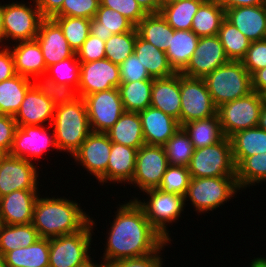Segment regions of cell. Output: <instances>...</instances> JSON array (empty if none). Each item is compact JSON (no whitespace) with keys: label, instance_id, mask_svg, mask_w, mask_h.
<instances>
[{"label":"cell","instance_id":"obj_59","mask_svg":"<svg viewBox=\"0 0 266 267\" xmlns=\"http://www.w3.org/2000/svg\"><path fill=\"white\" fill-rule=\"evenodd\" d=\"M141 9L146 14H155L159 13L161 8L160 0H135Z\"/></svg>","mask_w":266,"mask_h":267},{"label":"cell","instance_id":"obj_48","mask_svg":"<svg viewBox=\"0 0 266 267\" xmlns=\"http://www.w3.org/2000/svg\"><path fill=\"white\" fill-rule=\"evenodd\" d=\"M99 5L100 0H64L61 10L55 16L93 19Z\"/></svg>","mask_w":266,"mask_h":267},{"label":"cell","instance_id":"obj_39","mask_svg":"<svg viewBox=\"0 0 266 267\" xmlns=\"http://www.w3.org/2000/svg\"><path fill=\"white\" fill-rule=\"evenodd\" d=\"M153 80L121 83L118 87L125 111L141 112L151 106Z\"/></svg>","mask_w":266,"mask_h":267},{"label":"cell","instance_id":"obj_55","mask_svg":"<svg viewBox=\"0 0 266 267\" xmlns=\"http://www.w3.org/2000/svg\"><path fill=\"white\" fill-rule=\"evenodd\" d=\"M16 75L14 58L10 47L0 50V82Z\"/></svg>","mask_w":266,"mask_h":267},{"label":"cell","instance_id":"obj_54","mask_svg":"<svg viewBox=\"0 0 266 267\" xmlns=\"http://www.w3.org/2000/svg\"><path fill=\"white\" fill-rule=\"evenodd\" d=\"M163 247L150 255L116 261L111 264V267H162L163 261L160 257L161 255L158 254H160Z\"/></svg>","mask_w":266,"mask_h":267},{"label":"cell","instance_id":"obj_38","mask_svg":"<svg viewBox=\"0 0 266 267\" xmlns=\"http://www.w3.org/2000/svg\"><path fill=\"white\" fill-rule=\"evenodd\" d=\"M205 0H179L161 5L159 13L174 30H191L192 19Z\"/></svg>","mask_w":266,"mask_h":267},{"label":"cell","instance_id":"obj_36","mask_svg":"<svg viewBox=\"0 0 266 267\" xmlns=\"http://www.w3.org/2000/svg\"><path fill=\"white\" fill-rule=\"evenodd\" d=\"M225 18V10L216 0H205L192 19L191 30L198 36L217 35Z\"/></svg>","mask_w":266,"mask_h":267},{"label":"cell","instance_id":"obj_19","mask_svg":"<svg viewBox=\"0 0 266 267\" xmlns=\"http://www.w3.org/2000/svg\"><path fill=\"white\" fill-rule=\"evenodd\" d=\"M38 196V190H17L1 197V224L20 225L32 223Z\"/></svg>","mask_w":266,"mask_h":267},{"label":"cell","instance_id":"obj_10","mask_svg":"<svg viewBox=\"0 0 266 267\" xmlns=\"http://www.w3.org/2000/svg\"><path fill=\"white\" fill-rule=\"evenodd\" d=\"M180 126L217 114V107L203 78H191L180 73Z\"/></svg>","mask_w":266,"mask_h":267},{"label":"cell","instance_id":"obj_45","mask_svg":"<svg viewBox=\"0 0 266 267\" xmlns=\"http://www.w3.org/2000/svg\"><path fill=\"white\" fill-rule=\"evenodd\" d=\"M39 78L40 75L32 78L34 80L32 81L33 86L50 99L55 107L69 104L78 98L77 90L72 86L57 84L46 75H43V82H41V79L39 81Z\"/></svg>","mask_w":266,"mask_h":267},{"label":"cell","instance_id":"obj_65","mask_svg":"<svg viewBox=\"0 0 266 267\" xmlns=\"http://www.w3.org/2000/svg\"><path fill=\"white\" fill-rule=\"evenodd\" d=\"M175 1H179V0H160L161 5L170 4V3H173Z\"/></svg>","mask_w":266,"mask_h":267},{"label":"cell","instance_id":"obj_27","mask_svg":"<svg viewBox=\"0 0 266 267\" xmlns=\"http://www.w3.org/2000/svg\"><path fill=\"white\" fill-rule=\"evenodd\" d=\"M109 140L137 150L145 144L139 113L125 111L118 121L105 132Z\"/></svg>","mask_w":266,"mask_h":267},{"label":"cell","instance_id":"obj_50","mask_svg":"<svg viewBox=\"0 0 266 267\" xmlns=\"http://www.w3.org/2000/svg\"><path fill=\"white\" fill-rule=\"evenodd\" d=\"M100 5L117 11L135 26L147 15L135 0H100Z\"/></svg>","mask_w":266,"mask_h":267},{"label":"cell","instance_id":"obj_64","mask_svg":"<svg viewBox=\"0 0 266 267\" xmlns=\"http://www.w3.org/2000/svg\"><path fill=\"white\" fill-rule=\"evenodd\" d=\"M0 267H6L4 255L0 253Z\"/></svg>","mask_w":266,"mask_h":267},{"label":"cell","instance_id":"obj_33","mask_svg":"<svg viewBox=\"0 0 266 267\" xmlns=\"http://www.w3.org/2000/svg\"><path fill=\"white\" fill-rule=\"evenodd\" d=\"M182 127L189 135L194 149L214 145L226 137L218 114L206 119L185 123Z\"/></svg>","mask_w":266,"mask_h":267},{"label":"cell","instance_id":"obj_26","mask_svg":"<svg viewBox=\"0 0 266 267\" xmlns=\"http://www.w3.org/2000/svg\"><path fill=\"white\" fill-rule=\"evenodd\" d=\"M137 149L111 142V152L107 164V180L130 184L136 163Z\"/></svg>","mask_w":266,"mask_h":267},{"label":"cell","instance_id":"obj_42","mask_svg":"<svg viewBox=\"0 0 266 267\" xmlns=\"http://www.w3.org/2000/svg\"><path fill=\"white\" fill-rule=\"evenodd\" d=\"M163 147L169 165L188 167L194 152V147L183 127L180 126Z\"/></svg>","mask_w":266,"mask_h":267},{"label":"cell","instance_id":"obj_31","mask_svg":"<svg viewBox=\"0 0 266 267\" xmlns=\"http://www.w3.org/2000/svg\"><path fill=\"white\" fill-rule=\"evenodd\" d=\"M230 140L236 167L246 157L266 153V131L258 126L238 131Z\"/></svg>","mask_w":266,"mask_h":267},{"label":"cell","instance_id":"obj_51","mask_svg":"<svg viewBox=\"0 0 266 267\" xmlns=\"http://www.w3.org/2000/svg\"><path fill=\"white\" fill-rule=\"evenodd\" d=\"M252 76L259 69L266 67V39L251 42L246 56L241 60Z\"/></svg>","mask_w":266,"mask_h":267},{"label":"cell","instance_id":"obj_34","mask_svg":"<svg viewBox=\"0 0 266 267\" xmlns=\"http://www.w3.org/2000/svg\"><path fill=\"white\" fill-rule=\"evenodd\" d=\"M32 86V79L18 74L0 82V114L15 116Z\"/></svg>","mask_w":266,"mask_h":267},{"label":"cell","instance_id":"obj_14","mask_svg":"<svg viewBox=\"0 0 266 267\" xmlns=\"http://www.w3.org/2000/svg\"><path fill=\"white\" fill-rule=\"evenodd\" d=\"M111 141L106 133L91 132L81 147L71 156L101 183L107 182V164Z\"/></svg>","mask_w":266,"mask_h":267},{"label":"cell","instance_id":"obj_2","mask_svg":"<svg viewBox=\"0 0 266 267\" xmlns=\"http://www.w3.org/2000/svg\"><path fill=\"white\" fill-rule=\"evenodd\" d=\"M90 222L75 201L67 198H40L38 196L33 213L32 224L40 238H54L81 231Z\"/></svg>","mask_w":266,"mask_h":267},{"label":"cell","instance_id":"obj_32","mask_svg":"<svg viewBox=\"0 0 266 267\" xmlns=\"http://www.w3.org/2000/svg\"><path fill=\"white\" fill-rule=\"evenodd\" d=\"M6 267H49V239L40 238L28 247L4 254Z\"/></svg>","mask_w":266,"mask_h":267},{"label":"cell","instance_id":"obj_41","mask_svg":"<svg viewBox=\"0 0 266 267\" xmlns=\"http://www.w3.org/2000/svg\"><path fill=\"white\" fill-rule=\"evenodd\" d=\"M236 181L239 189L266 181V153L246 157L236 167Z\"/></svg>","mask_w":266,"mask_h":267},{"label":"cell","instance_id":"obj_53","mask_svg":"<svg viewBox=\"0 0 266 267\" xmlns=\"http://www.w3.org/2000/svg\"><path fill=\"white\" fill-rule=\"evenodd\" d=\"M17 127L14 116L0 114V147L7 153L11 151L13 146Z\"/></svg>","mask_w":266,"mask_h":267},{"label":"cell","instance_id":"obj_7","mask_svg":"<svg viewBox=\"0 0 266 267\" xmlns=\"http://www.w3.org/2000/svg\"><path fill=\"white\" fill-rule=\"evenodd\" d=\"M188 170L194 178L236 176L230 138L225 137L214 145L194 149Z\"/></svg>","mask_w":266,"mask_h":267},{"label":"cell","instance_id":"obj_61","mask_svg":"<svg viewBox=\"0 0 266 267\" xmlns=\"http://www.w3.org/2000/svg\"><path fill=\"white\" fill-rule=\"evenodd\" d=\"M4 41L3 5L0 3V43Z\"/></svg>","mask_w":266,"mask_h":267},{"label":"cell","instance_id":"obj_17","mask_svg":"<svg viewBox=\"0 0 266 267\" xmlns=\"http://www.w3.org/2000/svg\"><path fill=\"white\" fill-rule=\"evenodd\" d=\"M229 61L217 35L203 36L199 38L193 56L181 74L191 78H204Z\"/></svg>","mask_w":266,"mask_h":267},{"label":"cell","instance_id":"obj_12","mask_svg":"<svg viewBox=\"0 0 266 267\" xmlns=\"http://www.w3.org/2000/svg\"><path fill=\"white\" fill-rule=\"evenodd\" d=\"M84 101L92 132L105 133L125 112L118 88L86 95Z\"/></svg>","mask_w":266,"mask_h":267},{"label":"cell","instance_id":"obj_62","mask_svg":"<svg viewBox=\"0 0 266 267\" xmlns=\"http://www.w3.org/2000/svg\"><path fill=\"white\" fill-rule=\"evenodd\" d=\"M250 267H266V260L262 257L251 260Z\"/></svg>","mask_w":266,"mask_h":267},{"label":"cell","instance_id":"obj_57","mask_svg":"<svg viewBox=\"0 0 266 267\" xmlns=\"http://www.w3.org/2000/svg\"><path fill=\"white\" fill-rule=\"evenodd\" d=\"M217 3L226 11L236 7L257 6L266 4V0H216Z\"/></svg>","mask_w":266,"mask_h":267},{"label":"cell","instance_id":"obj_30","mask_svg":"<svg viewBox=\"0 0 266 267\" xmlns=\"http://www.w3.org/2000/svg\"><path fill=\"white\" fill-rule=\"evenodd\" d=\"M135 27L130 20L117 11L99 5L95 18L91 19L90 34L106 41L113 34L132 31Z\"/></svg>","mask_w":266,"mask_h":267},{"label":"cell","instance_id":"obj_6","mask_svg":"<svg viewBox=\"0 0 266 267\" xmlns=\"http://www.w3.org/2000/svg\"><path fill=\"white\" fill-rule=\"evenodd\" d=\"M94 224V219L90 218L81 231L50 238L49 267H81L92 259L89 248Z\"/></svg>","mask_w":266,"mask_h":267},{"label":"cell","instance_id":"obj_60","mask_svg":"<svg viewBox=\"0 0 266 267\" xmlns=\"http://www.w3.org/2000/svg\"><path fill=\"white\" fill-rule=\"evenodd\" d=\"M258 127L266 131V100L264 101L260 112Z\"/></svg>","mask_w":266,"mask_h":267},{"label":"cell","instance_id":"obj_40","mask_svg":"<svg viewBox=\"0 0 266 267\" xmlns=\"http://www.w3.org/2000/svg\"><path fill=\"white\" fill-rule=\"evenodd\" d=\"M217 36L229 60L241 61L251 41L226 18L223 19Z\"/></svg>","mask_w":266,"mask_h":267},{"label":"cell","instance_id":"obj_15","mask_svg":"<svg viewBox=\"0 0 266 267\" xmlns=\"http://www.w3.org/2000/svg\"><path fill=\"white\" fill-rule=\"evenodd\" d=\"M37 167L7 153L0 161V198L17 190H38Z\"/></svg>","mask_w":266,"mask_h":267},{"label":"cell","instance_id":"obj_4","mask_svg":"<svg viewBox=\"0 0 266 267\" xmlns=\"http://www.w3.org/2000/svg\"><path fill=\"white\" fill-rule=\"evenodd\" d=\"M203 79L217 108L252 92L251 75L242 61L230 60Z\"/></svg>","mask_w":266,"mask_h":267},{"label":"cell","instance_id":"obj_13","mask_svg":"<svg viewBox=\"0 0 266 267\" xmlns=\"http://www.w3.org/2000/svg\"><path fill=\"white\" fill-rule=\"evenodd\" d=\"M163 146L144 144L137 150L135 172L131 184L141 191L158 188L168 167Z\"/></svg>","mask_w":266,"mask_h":267},{"label":"cell","instance_id":"obj_8","mask_svg":"<svg viewBox=\"0 0 266 267\" xmlns=\"http://www.w3.org/2000/svg\"><path fill=\"white\" fill-rule=\"evenodd\" d=\"M265 96L255 91L220 105L217 114L224 135L230 138L238 131L258 126Z\"/></svg>","mask_w":266,"mask_h":267},{"label":"cell","instance_id":"obj_29","mask_svg":"<svg viewBox=\"0 0 266 267\" xmlns=\"http://www.w3.org/2000/svg\"><path fill=\"white\" fill-rule=\"evenodd\" d=\"M134 53L140 59L142 65L145 66L151 78H166L175 74L168 62L166 53L142 39L139 35H137L134 45Z\"/></svg>","mask_w":266,"mask_h":267},{"label":"cell","instance_id":"obj_43","mask_svg":"<svg viewBox=\"0 0 266 267\" xmlns=\"http://www.w3.org/2000/svg\"><path fill=\"white\" fill-rule=\"evenodd\" d=\"M52 19L60 26L67 42L75 52L90 34L91 19L70 16H54Z\"/></svg>","mask_w":266,"mask_h":267},{"label":"cell","instance_id":"obj_1","mask_svg":"<svg viewBox=\"0 0 266 267\" xmlns=\"http://www.w3.org/2000/svg\"><path fill=\"white\" fill-rule=\"evenodd\" d=\"M119 206L108 232L103 261L111 265L122 259L150 255L169 243L153 228L134 199Z\"/></svg>","mask_w":266,"mask_h":267},{"label":"cell","instance_id":"obj_46","mask_svg":"<svg viewBox=\"0 0 266 267\" xmlns=\"http://www.w3.org/2000/svg\"><path fill=\"white\" fill-rule=\"evenodd\" d=\"M80 61L76 53L67 59L47 67L46 74L57 84L72 86L78 90L80 82Z\"/></svg>","mask_w":266,"mask_h":267},{"label":"cell","instance_id":"obj_66","mask_svg":"<svg viewBox=\"0 0 266 267\" xmlns=\"http://www.w3.org/2000/svg\"><path fill=\"white\" fill-rule=\"evenodd\" d=\"M7 154V152L0 147V161Z\"/></svg>","mask_w":266,"mask_h":267},{"label":"cell","instance_id":"obj_18","mask_svg":"<svg viewBox=\"0 0 266 267\" xmlns=\"http://www.w3.org/2000/svg\"><path fill=\"white\" fill-rule=\"evenodd\" d=\"M47 131L43 125L17 127L9 154L32 162L33 157H41L50 146L58 150L54 133L49 136Z\"/></svg>","mask_w":266,"mask_h":267},{"label":"cell","instance_id":"obj_20","mask_svg":"<svg viewBox=\"0 0 266 267\" xmlns=\"http://www.w3.org/2000/svg\"><path fill=\"white\" fill-rule=\"evenodd\" d=\"M35 39L41 46L46 67L76 53L67 42L60 26L52 18H44L41 21Z\"/></svg>","mask_w":266,"mask_h":267},{"label":"cell","instance_id":"obj_44","mask_svg":"<svg viewBox=\"0 0 266 267\" xmlns=\"http://www.w3.org/2000/svg\"><path fill=\"white\" fill-rule=\"evenodd\" d=\"M137 35L136 27L132 31L111 35L105 41V58L120 65L134 53Z\"/></svg>","mask_w":266,"mask_h":267},{"label":"cell","instance_id":"obj_56","mask_svg":"<svg viewBox=\"0 0 266 267\" xmlns=\"http://www.w3.org/2000/svg\"><path fill=\"white\" fill-rule=\"evenodd\" d=\"M43 18H53L62 8L64 0H35Z\"/></svg>","mask_w":266,"mask_h":267},{"label":"cell","instance_id":"obj_16","mask_svg":"<svg viewBox=\"0 0 266 267\" xmlns=\"http://www.w3.org/2000/svg\"><path fill=\"white\" fill-rule=\"evenodd\" d=\"M120 84L119 65L110 60L105 58L80 64L78 97L118 88Z\"/></svg>","mask_w":266,"mask_h":267},{"label":"cell","instance_id":"obj_23","mask_svg":"<svg viewBox=\"0 0 266 267\" xmlns=\"http://www.w3.org/2000/svg\"><path fill=\"white\" fill-rule=\"evenodd\" d=\"M54 113L55 106L52 101L32 86L27 91L14 120L18 127L44 125L47 120L52 124Z\"/></svg>","mask_w":266,"mask_h":267},{"label":"cell","instance_id":"obj_22","mask_svg":"<svg viewBox=\"0 0 266 267\" xmlns=\"http://www.w3.org/2000/svg\"><path fill=\"white\" fill-rule=\"evenodd\" d=\"M225 18L251 42L266 39V4L227 9Z\"/></svg>","mask_w":266,"mask_h":267},{"label":"cell","instance_id":"obj_35","mask_svg":"<svg viewBox=\"0 0 266 267\" xmlns=\"http://www.w3.org/2000/svg\"><path fill=\"white\" fill-rule=\"evenodd\" d=\"M138 35L150 44L164 52L170 46L174 29L166 22L160 13L147 14L137 25Z\"/></svg>","mask_w":266,"mask_h":267},{"label":"cell","instance_id":"obj_11","mask_svg":"<svg viewBox=\"0 0 266 267\" xmlns=\"http://www.w3.org/2000/svg\"><path fill=\"white\" fill-rule=\"evenodd\" d=\"M35 7L23 3L3 4L4 40L17 42L34 40L44 19L35 0Z\"/></svg>","mask_w":266,"mask_h":267},{"label":"cell","instance_id":"obj_63","mask_svg":"<svg viewBox=\"0 0 266 267\" xmlns=\"http://www.w3.org/2000/svg\"><path fill=\"white\" fill-rule=\"evenodd\" d=\"M81 267H111L110 264L106 263L105 261L101 264L98 265V263H94L91 259L86 263L84 264L83 266Z\"/></svg>","mask_w":266,"mask_h":267},{"label":"cell","instance_id":"obj_58","mask_svg":"<svg viewBox=\"0 0 266 267\" xmlns=\"http://www.w3.org/2000/svg\"><path fill=\"white\" fill-rule=\"evenodd\" d=\"M252 91H255L263 96L266 95V67L259 69L252 76Z\"/></svg>","mask_w":266,"mask_h":267},{"label":"cell","instance_id":"obj_3","mask_svg":"<svg viewBox=\"0 0 266 267\" xmlns=\"http://www.w3.org/2000/svg\"><path fill=\"white\" fill-rule=\"evenodd\" d=\"M52 126L58 150L73 155L92 132L84 98L55 107Z\"/></svg>","mask_w":266,"mask_h":267},{"label":"cell","instance_id":"obj_5","mask_svg":"<svg viewBox=\"0 0 266 267\" xmlns=\"http://www.w3.org/2000/svg\"><path fill=\"white\" fill-rule=\"evenodd\" d=\"M239 190L236 176L191 177L184 199H190L195 211L203 213L227 203Z\"/></svg>","mask_w":266,"mask_h":267},{"label":"cell","instance_id":"obj_21","mask_svg":"<svg viewBox=\"0 0 266 267\" xmlns=\"http://www.w3.org/2000/svg\"><path fill=\"white\" fill-rule=\"evenodd\" d=\"M139 115L147 145L163 146L180 128L178 120L152 106L139 112Z\"/></svg>","mask_w":266,"mask_h":267},{"label":"cell","instance_id":"obj_9","mask_svg":"<svg viewBox=\"0 0 266 267\" xmlns=\"http://www.w3.org/2000/svg\"><path fill=\"white\" fill-rule=\"evenodd\" d=\"M143 192L150 198L147 202H141L138 198L133 197L134 200L144 210L145 216L153 228L165 241L170 242V234L166 229L167 223L175 222L184 210V197L179 194L165 193L158 188L148 189Z\"/></svg>","mask_w":266,"mask_h":267},{"label":"cell","instance_id":"obj_49","mask_svg":"<svg viewBox=\"0 0 266 267\" xmlns=\"http://www.w3.org/2000/svg\"><path fill=\"white\" fill-rule=\"evenodd\" d=\"M121 83H129L142 80H154L150 77L145 66L135 53L131 54L119 65Z\"/></svg>","mask_w":266,"mask_h":267},{"label":"cell","instance_id":"obj_47","mask_svg":"<svg viewBox=\"0 0 266 267\" xmlns=\"http://www.w3.org/2000/svg\"><path fill=\"white\" fill-rule=\"evenodd\" d=\"M191 176L188 167L168 165L158 189L185 196Z\"/></svg>","mask_w":266,"mask_h":267},{"label":"cell","instance_id":"obj_52","mask_svg":"<svg viewBox=\"0 0 266 267\" xmlns=\"http://www.w3.org/2000/svg\"><path fill=\"white\" fill-rule=\"evenodd\" d=\"M80 63L105 59V41L89 34L83 45L76 51Z\"/></svg>","mask_w":266,"mask_h":267},{"label":"cell","instance_id":"obj_24","mask_svg":"<svg viewBox=\"0 0 266 267\" xmlns=\"http://www.w3.org/2000/svg\"><path fill=\"white\" fill-rule=\"evenodd\" d=\"M151 106L172 116L180 125V73L153 80Z\"/></svg>","mask_w":266,"mask_h":267},{"label":"cell","instance_id":"obj_25","mask_svg":"<svg viewBox=\"0 0 266 267\" xmlns=\"http://www.w3.org/2000/svg\"><path fill=\"white\" fill-rule=\"evenodd\" d=\"M13 47L10 50L13 54L16 74L30 79L37 75L42 78L46 74L47 67L42 49L36 39L18 42Z\"/></svg>","mask_w":266,"mask_h":267},{"label":"cell","instance_id":"obj_37","mask_svg":"<svg viewBox=\"0 0 266 267\" xmlns=\"http://www.w3.org/2000/svg\"><path fill=\"white\" fill-rule=\"evenodd\" d=\"M38 239L40 236L32 223L0 225V253L2 255L20 247H28Z\"/></svg>","mask_w":266,"mask_h":267},{"label":"cell","instance_id":"obj_28","mask_svg":"<svg viewBox=\"0 0 266 267\" xmlns=\"http://www.w3.org/2000/svg\"><path fill=\"white\" fill-rule=\"evenodd\" d=\"M199 38L192 30H174L170 46L165 53L175 73H182L186 69Z\"/></svg>","mask_w":266,"mask_h":267}]
</instances>
